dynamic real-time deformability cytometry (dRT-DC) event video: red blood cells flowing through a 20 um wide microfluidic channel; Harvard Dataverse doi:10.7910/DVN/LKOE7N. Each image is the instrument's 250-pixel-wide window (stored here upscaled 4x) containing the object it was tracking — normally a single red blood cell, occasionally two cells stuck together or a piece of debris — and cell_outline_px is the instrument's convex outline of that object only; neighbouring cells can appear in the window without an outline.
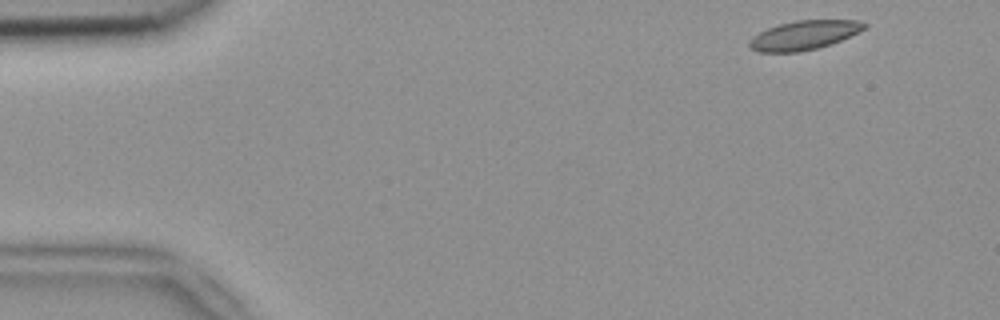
{"species": "common noctule bat (a hibernating species)", "species_latin": "Nyctalus noctula", "temperature_condition": "room temperature", "stored_images_in_passage": 49, "camera_frame_rate_fps": 3000, "um_per_image_px": 0.085, "animal": {"sex": "female", "body_mass_g": 18.4}, "frame": {"image": 1, "passage_image": 1, "time_ms": 0.0, "image_size_px": [1000, 320], "cell_outline_px": [[868, 24], [864, 28], [832, 44], [800, 52], [756, 52], [748, 48], [748, 40], [752, 36], [768, 28], [780, 24], [796, 20], [856, 20]], "centroid_in_image_um": [68.26, 3.0], "position_along_channel_um": 16.7, "area_um2": 19.42}}
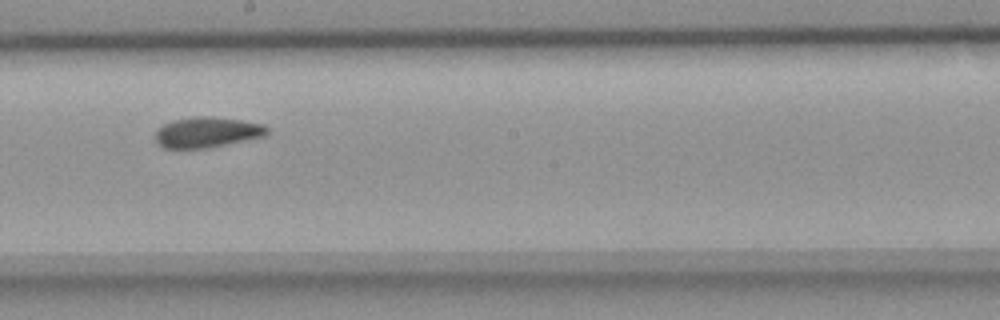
{"frame": {"image": 2, "passage_image": 26, "time_ms": 8.333, "image_size_px": [1000, 320], "cell_outline_px": [[268, 132], [264, 136], [208, 148], [164, 148], [156, 144], [156, 132], [164, 124], [172, 120], [192, 116], [208, 116], [244, 120], [264, 124], [268, 128]], "centroid_in_image_um": [17.6, 11.23], "position_along_channel_um": 230.6, "area_um2": 19.94}}
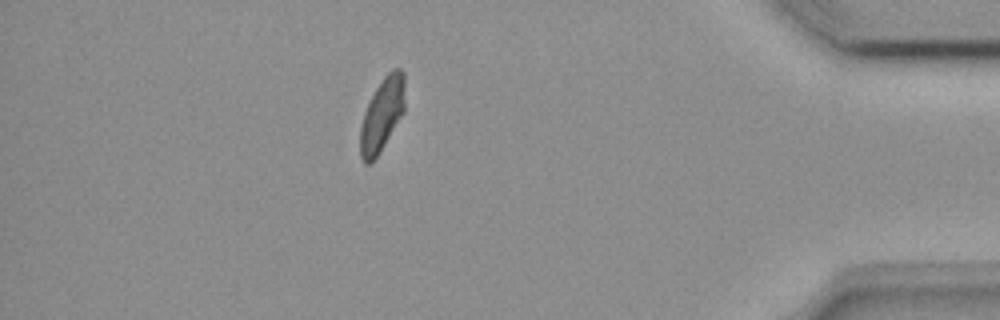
{"frame": {"image": 3, "passage_image": 43, "time_ms": 14.0, "image_size_px": [1000, 320], "cell_outline_px": [[404, 112], [380, 152], [368, 164], [364, 164], [360, 156], [360, 128], [364, 112], [376, 88], [384, 76], [392, 68], [400, 68], [404, 72]], "centroid_in_image_um": [32.48, 9.73], "position_along_channel_um": 402.7, "area_um2": 18.96}, "authors_computed_cell_mechanics": {"area_um2": 19.8832, "velocity_mm_per_s": 3.8027, "shape_relaxation_time_tau1_ms": null, "shape_relaxation_time_tau2_ms": 2.239, "deformation_change_tau1": null, "deformation_change_tau2": 0.0744}}